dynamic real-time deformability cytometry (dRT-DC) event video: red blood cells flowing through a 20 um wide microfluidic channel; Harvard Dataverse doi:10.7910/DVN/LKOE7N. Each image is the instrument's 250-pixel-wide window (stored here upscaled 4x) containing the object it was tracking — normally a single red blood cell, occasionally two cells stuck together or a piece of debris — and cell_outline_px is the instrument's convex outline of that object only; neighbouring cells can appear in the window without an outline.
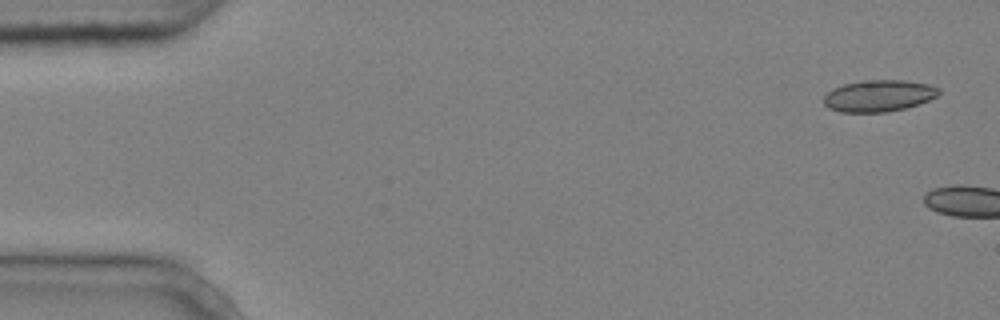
{"species": "common noctule bat (a hibernating species)", "species_latin": "Nyctalus noctula", "temperature_condition": "cold", "stored_images_in_passage": 8, "camera_frame_rate_fps": 3000, "um_per_image_px": 0.085, "animal": {"sex": "male", "body_mass_g": 20.4}, "frame": {"image": 1, "passage_image": 1, "time_ms": 0.0, "image_size_px": [1000, 320], "cell_outline_px": [[940, 92], [936, 96], [928, 100], [904, 108], [888, 112], [840, 112], [828, 108], [824, 104], [824, 96], [832, 88], [844, 84], [864, 80], [904, 80], [928, 84], [940, 88]], "centroid_in_image_um": [74.67, 8.14], "position_along_channel_um": 10.3, "area_um2": 21.15}}